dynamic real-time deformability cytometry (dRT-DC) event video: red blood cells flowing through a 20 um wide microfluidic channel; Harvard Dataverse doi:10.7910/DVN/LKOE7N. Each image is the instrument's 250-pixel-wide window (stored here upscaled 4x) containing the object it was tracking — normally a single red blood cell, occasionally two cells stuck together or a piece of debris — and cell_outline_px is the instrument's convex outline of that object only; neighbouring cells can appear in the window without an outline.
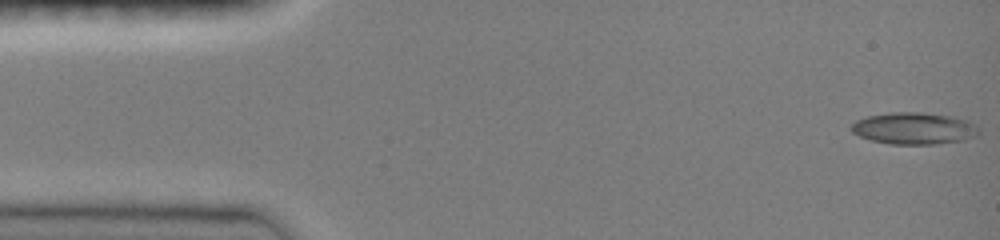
{"species": "common noctule bat (a hibernating species)", "species_latin": "Nyctalus noctula", "temperature_condition": "room temperature", "stored_images_in_passage": 47, "camera_frame_rate_fps": 3000, "um_per_image_px": 0.085, "animal": {"sex": "female", "body_mass_g": 19.0, "forearm_length_mm": 51.5}, "frame": {"image": 1, "passage_image": 1, "time_ms": 0.0, "image_size_px": [1000, 240], "cell_outline_px": [[980, 132], [976, 136], [964, 140], [936, 144], [892, 144], [872, 140], [860, 136], [852, 132], [852, 124], [856, 120], [868, 116], [892, 112], [920, 112], [956, 116], [968, 120], [980, 128]], "centroid_in_image_um": [77.75, 10.9], "position_along_channel_um": 7.2, "area_um2": 23.76}}
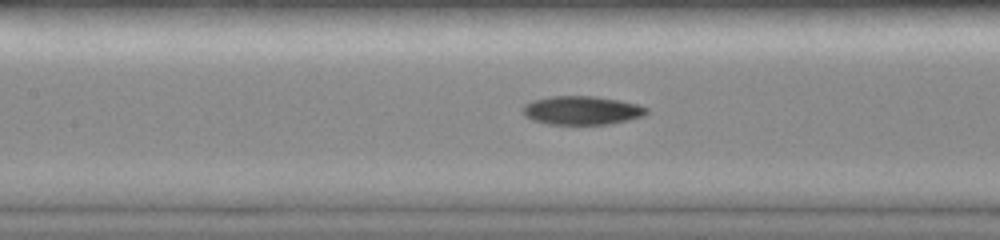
{"frame": {"image": 2, "passage_image": 21, "time_ms": 6.667, "image_size_px": [1000, 240], "cell_outline_px": [[648, 112], [644, 116], [612, 124], [548, 124], [532, 120], [524, 116], [520, 112], [520, 108], [524, 104], [532, 100], [552, 96], [596, 96], [620, 100], [640, 104], [648, 108]], "centroid_in_image_um": [49.44, 9.38], "position_along_channel_um": 158.0, "area_um2": 21.1}}
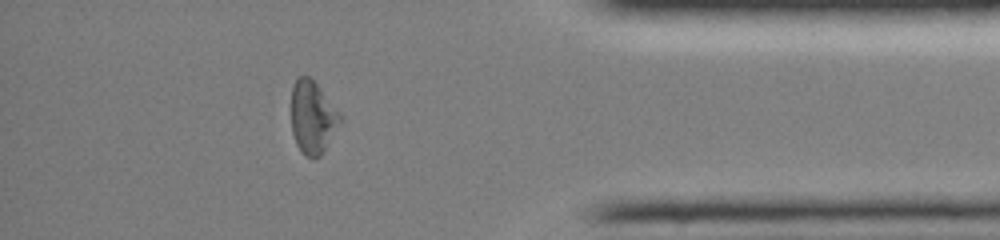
{"frame": {"image": 3, "passage_image": 41, "time_ms": 13.333, "image_size_px": [1000, 240], "cell_outline_px": [[344, 120], [320, 156], [312, 160], [304, 156], [300, 152], [296, 144], [292, 132], [292, 84], [300, 76], [308, 76], [316, 84], [344, 116]], "centroid_in_image_um": [26.6, 10.02], "position_along_channel_um": 408.6, "area_um2": 21.04}, "authors_computed_cell_mechanics": {"area_um2": 21.1548, "velocity_mm_per_s": 4.0364, "shape_relaxation_time_tau1_ms": null, "shape_relaxation_time_tau2_ms": 10.674, "deformation_change_tau1": null, "deformation_change_tau2": 0.1802}}